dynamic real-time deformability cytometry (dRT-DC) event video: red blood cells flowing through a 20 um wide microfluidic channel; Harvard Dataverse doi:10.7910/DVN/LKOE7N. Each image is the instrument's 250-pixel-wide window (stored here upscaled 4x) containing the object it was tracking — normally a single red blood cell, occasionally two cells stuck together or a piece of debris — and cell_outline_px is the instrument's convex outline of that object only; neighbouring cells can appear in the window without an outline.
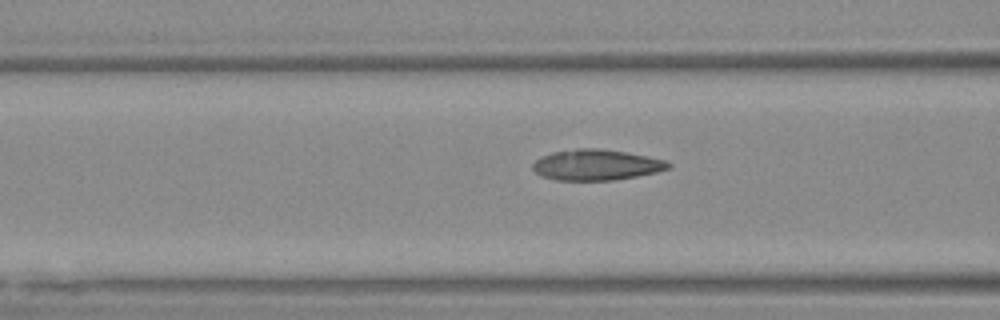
{"species": "Egyptian fruit bat (a non-hibernating species)", "species_latin": "Rousettus aegyptiacus", "temperature_condition": "warm", "stored_images_in_passage": 15, "camera_frame_rate_fps": 3000, "um_per_image_px": 0.085, "animal": {"sex": "female"}, "frame": {"image": 1, "passage_image": 9, "time_ms": 2.667, "image_size_px": [1000, 320], "cell_outline_px": [[672, 168], [656, 172], [636, 176], [612, 180], [556, 180], [540, 176], [532, 168], [532, 164], [540, 156], [552, 152], [576, 148], [600, 148], [628, 152], [648, 156], [664, 160], [672, 164]], "centroid_in_image_um": [50.68, 14.0], "position_along_channel_um": 115.9, "area_um2": 24.51}}
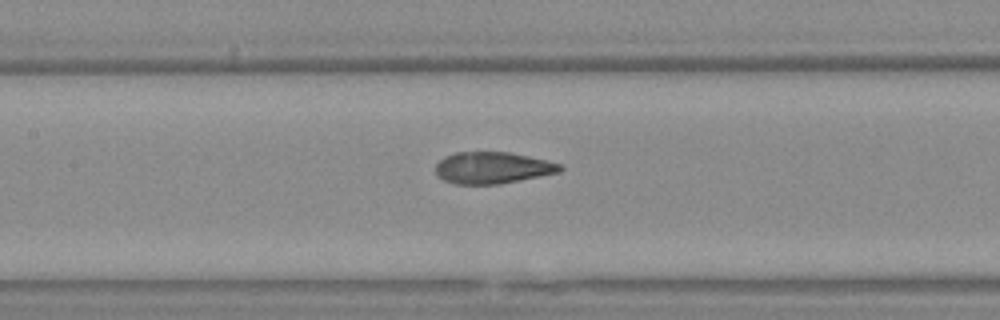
{"frame": {"image": 2, "passage_image": 13, "time_ms": 4.0, "image_size_px": [1000, 320], "cell_outline_px": [[564, 168], [560, 172], [500, 184], [456, 184], [444, 180], [436, 172], [436, 164], [444, 156], [456, 152], [508, 152], [528, 156], [560, 164]], "centroid_in_image_um": [41.86, 14.26], "position_along_channel_um": 165.5, "area_um2": 22.77}}